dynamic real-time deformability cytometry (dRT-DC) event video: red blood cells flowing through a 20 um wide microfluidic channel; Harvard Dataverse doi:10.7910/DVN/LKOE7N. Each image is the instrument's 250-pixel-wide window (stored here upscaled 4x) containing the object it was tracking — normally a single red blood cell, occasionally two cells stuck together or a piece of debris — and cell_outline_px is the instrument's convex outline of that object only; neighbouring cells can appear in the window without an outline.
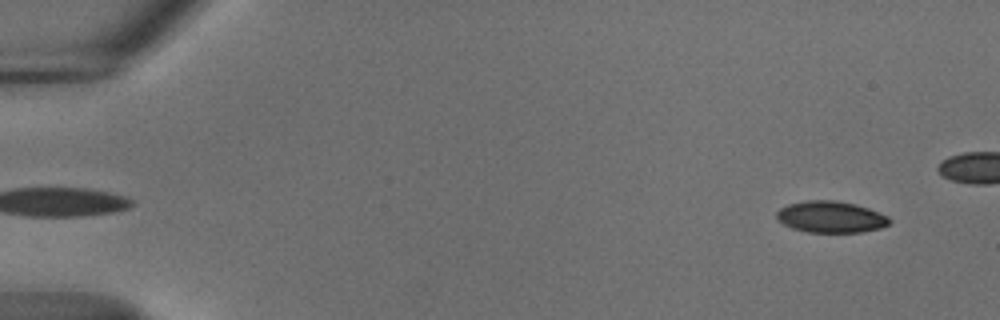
{"species": "common noctule bat (a hibernating species)", "species_latin": "Nyctalus noctula", "temperature_condition": "cold", "stored_images_in_passage": 48, "camera_frame_rate_fps": 3000, "um_per_image_px": 0.085, "animal": {"sex": "male", "body_mass_g": 18.8}, "frame": {"image": 1, "passage_image": 3, "time_ms": 0.667, "image_size_px": [1000, 320], "cell_outline_px": [[892, 220], [888, 224], [880, 228], [860, 232], [808, 232], [792, 228], [776, 220], [776, 212], [780, 208], [788, 204], [808, 200], [836, 200], [856, 204], [868, 208], [888, 216]], "centroid_in_image_um": [70.6, 18.43], "position_along_channel_um": 14.4, "area_um2": 20.75}}
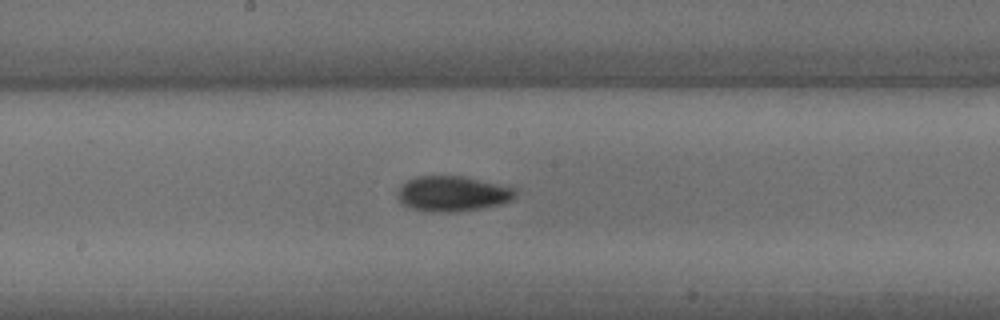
{"frame": {"image": 2, "passage_image": 29, "time_ms": 9.333, "image_size_px": [1000, 320], "cell_outline_px": [[516, 196], [512, 200], [500, 204], [480, 208], [456, 212], [432, 212], [412, 208], [400, 204], [396, 196], [400, 184], [416, 176], [464, 176], [516, 188]], "centroid_in_image_um": [38.43, 16.46], "position_along_channel_um": 209.8, "area_um2": 24.45}}
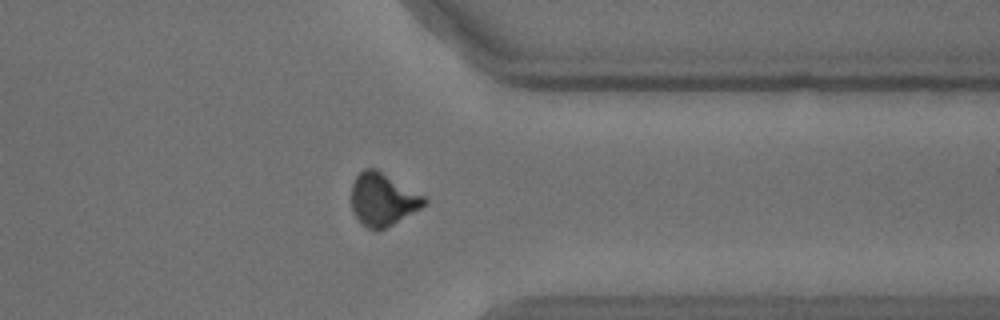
{"frame": {"image": 3, "passage_image": 43, "time_ms": 14.0, "image_size_px": [1000, 320], "cell_outline_px": [[428, 200], [420, 208], [392, 224], [376, 232], [360, 224], [352, 212], [352, 184], [356, 176], [364, 168], [376, 168], [424, 196]], "centroid_in_image_um": [32.49, 16.96], "position_along_channel_um": 378.9, "area_um2": 22.25}}